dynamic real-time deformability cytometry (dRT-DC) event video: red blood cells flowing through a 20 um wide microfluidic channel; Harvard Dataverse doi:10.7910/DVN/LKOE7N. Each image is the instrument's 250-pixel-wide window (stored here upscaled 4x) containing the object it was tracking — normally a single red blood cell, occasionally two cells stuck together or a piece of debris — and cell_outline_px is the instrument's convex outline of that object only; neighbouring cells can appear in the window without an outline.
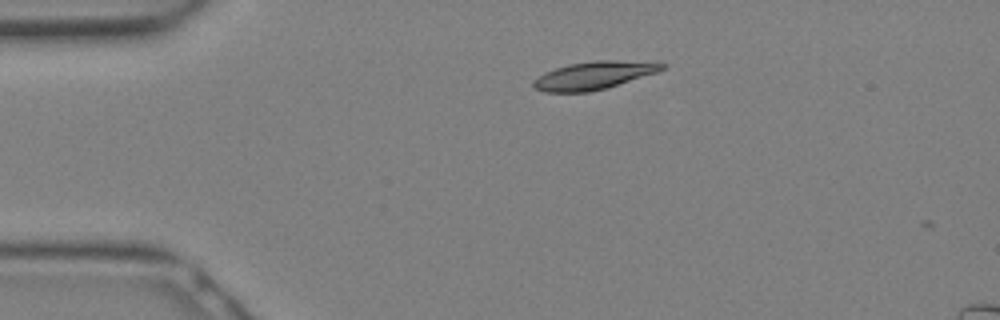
{"species": "Egyptian fruit bat (a non-hibernating species)", "species_latin": "Rousettus aegyptiacus", "temperature_condition": "warm", "stored_images_in_passage": 9, "camera_frame_rate_fps": 3000, "um_per_image_px": 0.085, "animal": {"sex": "female"}, "frame": {"image": 1, "passage_image": 1, "time_ms": 0.0, "image_size_px": [1000, 320], "cell_outline_px": [[668, 68], [656, 72], [604, 88], [588, 92], [544, 92], [532, 88], [532, 80], [544, 72], [568, 64], [596, 60], [616, 60], [668, 64]], "centroid_in_image_um": [50.4, 6.41], "position_along_channel_um": 34.6, "area_um2": 20.69}}
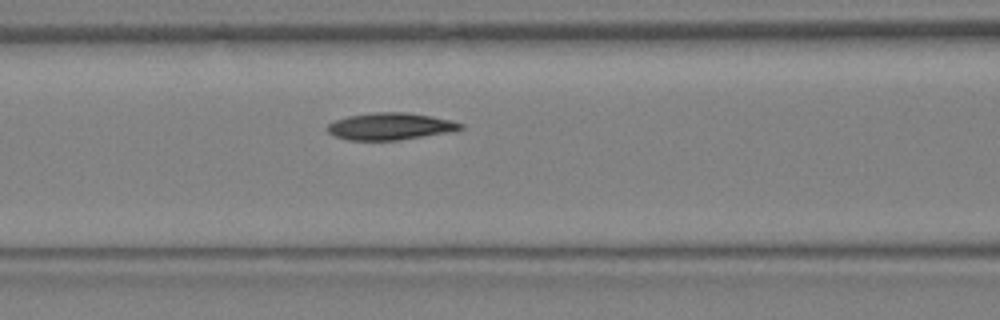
{"frame": {"image": 2, "passage_image": 7, "time_ms": 2.0, "image_size_px": [1000, 320], "cell_outline_px": [[464, 128], [452, 132], [400, 140], [348, 140], [332, 136], [324, 128], [328, 124], [336, 120], [348, 116], [376, 112], [404, 112], [432, 116], [452, 120], [464, 124]], "centroid_in_image_um": [33.18, 10.75], "position_along_channel_um": 133.4, "area_um2": 21.21}}
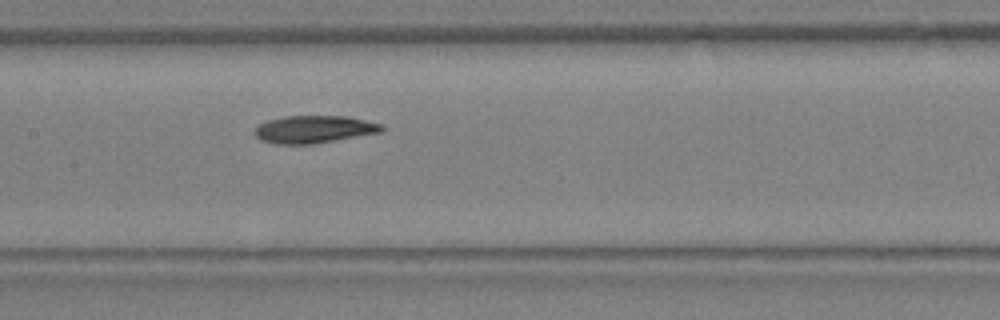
{"frame": {"image": 3, "passage_image": 9, "time_ms": 2.667, "image_size_px": [1000, 320], "cell_outline_px": [[384, 128], [380, 132], [312, 144], [276, 144], [260, 140], [256, 136], [256, 128], [260, 124], [268, 120], [284, 116], [344, 116], [384, 124]], "centroid_in_image_um": [26.68, 10.99], "position_along_channel_um": 180.7, "area_um2": 20.11}}